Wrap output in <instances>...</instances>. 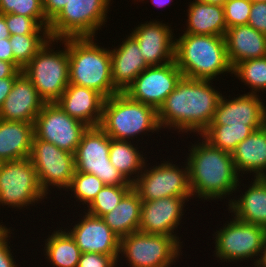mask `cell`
<instances>
[{"label":"cell","instance_id":"obj_2","mask_svg":"<svg viewBox=\"0 0 266 267\" xmlns=\"http://www.w3.org/2000/svg\"><path fill=\"white\" fill-rule=\"evenodd\" d=\"M199 140L188 147L190 153L185 162L192 196L212 201L239 192L242 178L236 171L232 153L211 146L203 138Z\"/></svg>","mask_w":266,"mask_h":267},{"label":"cell","instance_id":"obj_42","mask_svg":"<svg viewBox=\"0 0 266 267\" xmlns=\"http://www.w3.org/2000/svg\"><path fill=\"white\" fill-rule=\"evenodd\" d=\"M70 0H43V11L50 22Z\"/></svg>","mask_w":266,"mask_h":267},{"label":"cell","instance_id":"obj_45","mask_svg":"<svg viewBox=\"0 0 266 267\" xmlns=\"http://www.w3.org/2000/svg\"><path fill=\"white\" fill-rule=\"evenodd\" d=\"M16 78H3L0 79V108L2 107L4 100L11 92L12 86Z\"/></svg>","mask_w":266,"mask_h":267},{"label":"cell","instance_id":"obj_40","mask_svg":"<svg viewBox=\"0 0 266 267\" xmlns=\"http://www.w3.org/2000/svg\"><path fill=\"white\" fill-rule=\"evenodd\" d=\"M11 230L13 229L9 227L0 233V267H18L12 255L11 246H9L10 241H8L12 237L11 234H14Z\"/></svg>","mask_w":266,"mask_h":267},{"label":"cell","instance_id":"obj_33","mask_svg":"<svg viewBox=\"0 0 266 267\" xmlns=\"http://www.w3.org/2000/svg\"><path fill=\"white\" fill-rule=\"evenodd\" d=\"M50 39L49 34L11 35L14 65L22 70Z\"/></svg>","mask_w":266,"mask_h":267},{"label":"cell","instance_id":"obj_3","mask_svg":"<svg viewBox=\"0 0 266 267\" xmlns=\"http://www.w3.org/2000/svg\"><path fill=\"white\" fill-rule=\"evenodd\" d=\"M174 60L186 78L215 81L223 73L232 74L223 36L183 33L175 39Z\"/></svg>","mask_w":266,"mask_h":267},{"label":"cell","instance_id":"obj_43","mask_svg":"<svg viewBox=\"0 0 266 267\" xmlns=\"http://www.w3.org/2000/svg\"><path fill=\"white\" fill-rule=\"evenodd\" d=\"M21 72L13 63L0 60V79L16 78Z\"/></svg>","mask_w":266,"mask_h":267},{"label":"cell","instance_id":"obj_14","mask_svg":"<svg viewBox=\"0 0 266 267\" xmlns=\"http://www.w3.org/2000/svg\"><path fill=\"white\" fill-rule=\"evenodd\" d=\"M34 136L74 154L88 126L66 114L56 102L45 103L34 121Z\"/></svg>","mask_w":266,"mask_h":267},{"label":"cell","instance_id":"obj_31","mask_svg":"<svg viewBox=\"0 0 266 267\" xmlns=\"http://www.w3.org/2000/svg\"><path fill=\"white\" fill-rule=\"evenodd\" d=\"M254 130L249 126L209 125L200 138L211 146L232 153L237 145L245 140Z\"/></svg>","mask_w":266,"mask_h":267},{"label":"cell","instance_id":"obj_28","mask_svg":"<svg viewBox=\"0 0 266 267\" xmlns=\"http://www.w3.org/2000/svg\"><path fill=\"white\" fill-rule=\"evenodd\" d=\"M142 200L132 188L119 204L102 219L121 239L138 231L141 221Z\"/></svg>","mask_w":266,"mask_h":267},{"label":"cell","instance_id":"obj_7","mask_svg":"<svg viewBox=\"0 0 266 267\" xmlns=\"http://www.w3.org/2000/svg\"><path fill=\"white\" fill-rule=\"evenodd\" d=\"M111 1L70 0L49 22L50 38L62 40L95 37L98 30L100 31L102 28L101 26H105V22H107Z\"/></svg>","mask_w":266,"mask_h":267},{"label":"cell","instance_id":"obj_44","mask_svg":"<svg viewBox=\"0 0 266 267\" xmlns=\"http://www.w3.org/2000/svg\"><path fill=\"white\" fill-rule=\"evenodd\" d=\"M0 60L14 64V57L9 38L0 40Z\"/></svg>","mask_w":266,"mask_h":267},{"label":"cell","instance_id":"obj_34","mask_svg":"<svg viewBox=\"0 0 266 267\" xmlns=\"http://www.w3.org/2000/svg\"><path fill=\"white\" fill-rule=\"evenodd\" d=\"M132 188L133 185H105L93 201L87 207H83L88 208L85 211L91 215L103 217L112 211Z\"/></svg>","mask_w":266,"mask_h":267},{"label":"cell","instance_id":"obj_23","mask_svg":"<svg viewBox=\"0 0 266 267\" xmlns=\"http://www.w3.org/2000/svg\"><path fill=\"white\" fill-rule=\"evenodd\" d=\"M225 40L232 68L239 62L266 56V35L249 25L227 28Z\"/></svg>","mask_w":266,"mask_h":267},{"label":"cell","instance_id":"obj_36","mask_svg":"<svg viewBox=\"0 0 266 267\" xmlns=\"http://www.w3.org/2000/svg\"><path fill=\"white\" fill-rule=\"evenodd\" d=\"M9 13L33 18L42 27H49L43 11V0H0V14Z\"/></svg>","mask_w":266,"mask_h":267},{"label":"cell","instance_id":"obj_4","mask_svg":"<svg viewBox=\"0 0 266 267\" xmlns=\"http://www.w3.org/2000/svg\"><path fill=\"white\" fill-rule=\"evenodd\" d=\"M95 40L68 38L69 84L93 89L107 99L119 91L113 85L110 49Z\"/></svg>","mask_w":266,"mask_h":267},{"label":"cell","instance_id":"obj_9","mask_svg":"<svg viewBox=\"0 0 266 267\" xmlns=\"http://www.w3.org/2000/svg\"><path fill=\"white\" fill-rule=\"evenodd\" d=\"M47 196L30 158L4 161L0 170V206L24 209L37 206Z\"/></svg>","mask_w":266,"mask_h":267},{"label":"cell","instance_id":"obj_11","mask_svg":"<svg viewBox=\"0 0 266 267\" xmlns=\"http://www.w3.org/2000/svg\"><path fill=\"white\" fill-rule=\"evenodd\" d=\"M110 141L99 126L88 127L74 153L76 171L94 174L105 185H133L111 164Z\"/></svg>","mask_w":266,"mask_h":267},{"label":"cell","instance_id":"obj_15","mask_svg":"<svg viewBox=\"0 0 266 267\" xmlns=\"http://www.w3.org/2000/svg\"><path fill=\"white\" fill-rule=\"evenodd\" d=\"M183 77L175 60L143 70L124 92L132 100L150 105L157 110Z\"/></svg>","mask_w":266,"mask_h":267},{"label":"cell","instance_id":"obj_6","mask_svg":"<svg viewBox=\"0 0 266 267\" xmlns=\"http://www.w3.org/2000/svg\"><path fill=\"white\" fill-rule=\"evenodd\" d=\"M55 42L56 45L58 42L64 44L65 48L54 50ZM22 72L30 79L45 103L56 102L69 84L68 38H50Z\"/></svg>","mask_w":266,"mask_h":267},{"label":"cell","instance_id":"obj_47","mask_svg":"<svg viewBox=\"0 0 266 267\" xmlns=\"http://www.w3.org/2000/svg\"><path fill=\"white\" fill-rule=\"evenodd\" d=\"M254 267H266V236L261 250L260 257Z\"/></svg>","mask_w":266,"mask_h":267},{"label":"cell","instance_id":"obj_8","mask_svg":"<svg viewBox=\"0 0 266 267\" xmlns=\"http://www.w3.org/2000/svg\"><path fill=\"white\" fill-rule=\"evenodd\" d=\"M182 248L173 236L136 231L120 239L119 258H126L130 267H171Z\"/></svg>","mask_w":266,"mask_h":267},{"label":"cell","instance_id":"obj_37","mask_svg":"<svg viewBox=\"0 0 266 267\" xmlns=\"http://www.w3.org/2000/svg\"><path fill=\"white\" fill-rule=\"evenodd\" d=\"M227 28L247 25L252 8L251 0H227L223 5Z\"/></svg>","mask_w":266,"mask_h":267},{"label":"cell","instance_id":"obj_27","mask_svg":"<svg viewBox=\"0 0 266 267\" xmlns=\"http://www.w3.org/2000/svg\"><path fill=\"white\" fill-rule=\"evenodd\" d=\"M188 5L184 33L225 37L227 26L222 6L201 2H190Z\"/></svg>","mask_w":266,"mask_h":267},{"label":"cell","instance_id":"obj_26","mask_svg":"<svg viewBox=\"0 0 266 267\" xmlns=\"http://www.w3.org/2000/svg\"><path fill=\"white\" fill-rule=\"evenodd\" d=\"M34 123L0 119V158L15 161L30 157Z\"/></svg>","mask_w":266,"mask_h":267},{"label":"cell","instance_id":"obj_32","mask_svg":"<svg viewBox=\"0 0 266 267\" xmlns=\"http://www.w3.org/2000/svg\"><path fill=\"white\" fill-rule=\"evenodd\" d=\"M233 74L244 85L251 87L248 94L266 91V56L237 63L232 68V77Z\"/></svg>","mask_w":266,"mask_h":267},{"label":"cell","instance_id":"obj_49","mask_svg":"<svg viewBox=\"0 0 266 267\" xmlns=\"http://www.w3.org/2000/svg\"><path fill=\"white\" fill-rule=\"evenodd\" d=\"M226 1L227 0H193L192 2H201V3L219 5L223 7Z\"/></svg>","mask_w":266,"mask_h":267},{"label":"cell","instance_id":"obj_51","mask_svg":"<svg viewBox=\"0 0 266 267\" xmlns=\"http://www.w3.org/2000/svg\"><path fill=\"white\" fill-rule=\"evenodd\" d=\"M253 3H256V2H266V0H251Z\"/></svg>","mask_w":266,"mask_h":267},{"label":"cell","instance_id":"obj_19","mask_svg":"<svg viewBox=\"0 0 266 267\" xmlns=\"http://www.w3.org/2000/svg\"><path fill=\"white\" fill-rule=\"evenodd\" d=\"M82 218L66 231L73 237L81 253H100L120 256V238L109 228L102 217L83 211Z\"/></svg>","mask_w":266,"mask_h":267},{"label":"cell","instance_id":"obj_38","mask_svg":"<svg viewBox=\"0 0 266 267\" xmlns=\"http://www.w3.org/2000/svg\"><path fill=\"white\" fill-rule=\"evenodd\" d=\"M10 35L49 34V27H42L35 19L17 14H5Z\"/></svg>","mask_w":266,"mask_h":267},{"label":"cell","instance_id":"obj_50","mask_svg":"<svg viewBox=\"0 0 266 267\" xmlns=\"http://www.w3.org/2000/svg\"><path fill=\"white\" fill-rule=\"evenodd\" d=\"M3 222H0V233H2L7 227L6 225L4 226V224H1Z\"/></svg>","mask_w":266,"mask_h":267},{"label":"cell","instance_id":"obj_41","mask_svg":"<svg viewBox=\"0 0 266 267\" xmlns=\"http://www.w3.org/2000/svg\"><path fill=\"white\" fill-rule=\"evenodd\" d=\"M247 25L266 35V2H252Z\"/></svg>","mask_w":266,"mask_h":267},{"label":"cell","instance_id":"obj_5","mask_svg":"<svg viewBox=\"0 0 266 267\" xmlns=\"http://www.w3.org/2000/svg\"><path fill=\"white\" fill-rule=\"evenodd\" d=\"M99 127L112 139L132 142L143 133L161 130L157 109L132 100L124 92L105 99Z\"/></svg>","mask_w":266,"mask_h":267},{"label":"cell","instance_id":"obj_13","mask_svg":"<svg viewBox=\"0 0 266 267\" xmlns=\"http://www.w3.org/2000/svg\"><path fill=\"white\" fill-rule=\"evenodd\" d=\"M29 158L46 195L51 187L67 191L76 170L74 154L34 136Z\"/></svg>","mask_w":266,"mask_h":267},{"label":"cell","instance_id":"obj_22","mask_svg":"<svg viewBox=\"0 0 266 267\" xmlns=\"http://www.w3.org/2000/svg\"><path fill=\"white\" fill-rule=\"evenodd\" d=\"M121 45L110 49L112 80L119 92H125L136 77L149 65L142 58L136 39L129 34Z\"/></svg>","mask_w":266,"mask_h":267},{"label":"cell","instance_id":"obj_35","mask_svg":"<svg viewBox=\"0 0 266 267\" xmlns=\"http://www.w3.org/2000/svg\"><path fill=\"white\" fill-rule=\"evenodd\" d=\"M105 186L97 176L90 173H83L75 170L71 184L66 192L71 190L72 198L87 206L93 201L100 190Z\"/></svg>","mask_w":266,"mask_h":267},{"label":"cell","instance_id":"obj_16","mask_svg":"<svg viewBox=\"0 0 266 267\" xmlns=\"http://www.w3.org/2000/svg\"><path fill=\"white\" fill-rule=\"evenodd\" d=\"M261 94H246L232 99L222 94L210 125H249L254 131L266 125V105Z\"/></svg>","mask_w":266,"mask_h":267},{"label":"cell","instance_id":"obj_39","mask_svg":"<svg viewBox=\"0 0 266 267\" xmlns=\"http://www.w3.org/2000/svg\"><path fill=\"white\" fill-rule=\"evenodd\" d=\"M120 260L119 256L87 252L81 253L77 267H119Z\"/></svg>","mask_w":266,"mask_h":267},{"label":"cell","instance_id":"obj_21","mask_svg":"<svg viewBox=\"0 0 266 267\" xmlns=\"http://www.w3.org/2000/svg\"><path fill=\"white\" fill-rule=\"evenodd\" d=\"M105 99L93 89L68 84L56 103L72 118L88 127H98L102 120Z\"/></svg>","mask_w":266,"mask_h":267},{"label":"cell","instance_id":"obj_24","mask_svg":"<svg viewBox=\"0 0 266 267\" xmlns=\"http://www.w3.org/2000/svg\"><path fill=\"white\" fill-rule=\"evenodd\" d=\"M254 182L238 198L228 199V210L236 219L266 228V177H255Z\"/></svg>","mask_w":266,"mask_h":267},{"label":"cell","instance_id":"obj_10","mask_svg":"<svg viewBox=\"0 0 266 267\" xmlns=\"http://www.w3.org/2000/svg\"><path fill=\"white\" fill-rule=\"evenodd\" d=\"M216 230L214 254L221 262L254 260L256 265L266 236V228L233 218ZM256 258V259H254Z\"/></svg>","mask_w":266,"mask_h":267},{"label":"cell","instance_id":"obj_25","mask_svg":"<svg viewBox=\"0 0 266 267\" xmlns=\"http://www.w3.org/2000/svg\"><path fill=\"white\" fill-rule=\"evenodd\" d=\"M232 157L241 177L249 173H253L254 178L266 177V125L241 141L232 152Z\"/></svg>","mask_w":266,"mask_h":267},{"label":"cell","instance_id":"obj_20","mask_svg":"<svg viewBox=\"0 0 266 267\" xmlns=\"http://www.w3.org/2000/svg\"><path fill=\"white\" fill-rule=\"evenodd\" d=\"M44 104L30 79L21 72L0 108V119L34 123Z\"/></svg>","mask_w":266,"mask_h":267},{"label":"cell","instance_id":"obj_46","mask_svg":"<svg viewBox=\"0 0 266 267\" xmlns=\"http://www.w3.org/2000/svg\"><path fill=\"white\" fill-rule=\"evenodd\" d=\"M10 32L7 28L5 14H0V40L10 38Z\"/></svg>","mask_w":266,"mask_h":267},{"label":"cell","instance_id":"obj_17","mask_svg":"<svg viewBox=\"0 0 266 267\" xmlns=\"http://www.w3.org/2000/svg\"><path fill=\"white\" fill-rule=\"evenodd\" d=\"M193 197H166L152 201H142L141 221L138 231L151 234H165L175 237L181 224L185 204ZM186 202V203H185Z\"/></svg>","mask_w":266,"mask_h":267},{"label":"cell","instance_id":"obj_48","mask_svg":"<svg viewBox=\"0 0 266 267\" xmlns=\"http://www.w3.org/2000/svg\"><path fill=\"white\" fill-rule=\"evenodd\" d=\"M141 2L144 1V0H140ZM153 4L155 5L158 9L159 8H162V7H166V6H170L169 3L172 2V0H150Z\"/></svg>","mask_w":266,"mask_h":267},{"label":"cell","instance_id":"obj_52","mask_svg":"<svg viewBox=\"0 0 266 267\" xmlns=\"http://www.w3.org/2000/svg\"><path fill=\"white\" fill-rule=\"evenodd\" d=\"M3 163H4V161L0 158V170L2 168Z\"/></svg>","mask_w":266,"mask_h":267},{"label":"cell","instance_id":"obj_30","mask_svg":"<svg viewBox=\"0 0 266 267\" xmlns=\"http://www.w3.org/2000/svg\"><path fill=\"white\" fill-rule=\"evenodd\" d=\"M132 143L131 140L125 141L111 138L109 151L111 164L121 172L130 183H133L139 177L140 173L143 171L145 162H148V160H146L147 157L143 155L144 153L138 150V144L135 147V144Z\"/></svg>","mask_w":266,"mask_h":267},{"label":"cell","instance_id":"obj_29","mask_svg":"<svg viewBox=\"0 0 266 267\" xmlns=\"http://www.w3.org/2000/svg\"><path fill=\"white\" fill-rule=\"evenodd\" d=\"M53 231L45 240L44 255L53 267H77L81 255L75 240L66 229Z\"/></svg>","mask_w":266,"mask_h":267},{"label":"cell","instance_id":"obj_12","mask_svg":"<svg viewBox=\"0 0 266 267\" xmlns=\"http://www.w3.org/2000/svg\"><path fill=\"white\" fill-rule=\"evenodd\" d=\"M132 183L133 189L142 201H152L166 197H193L189 185L188 165L179 166L170 160L147 168ZM158 165V166H157ZM182 168V169H181Z\"/></svg>","mask_w":266,"mask_h":267},{"label":"cell","instance_id":"obj_18","mask_svg":"<svg viewBox=\"0 0 266 267\" xmlns=\"http://www.w3.org/2000/svg\"><path fill=\"white\" fill-rule=\"evenodd\" d=\"M171 28L168 23L152 20L138 24L131 31L130 34L138 42L142 58L149 66H161L174 61L176 37Z\"/></svg>","mask_w":266,"mask_h":267},{"label":"cell","instance_id":"obj_1","mask_svg":"<svg viewBox=\"0 0 266 267\" xmlns=\"http://www.w3.org/2000/svg\"><path fill=\"white\" fill-rule=\"evenodd\" d=\"M212 82L182 77L157 110L161 129L200 135L211 124L222 96Z\"/></svg>","mask_w":266,"mask_h":267}]
</instances>
